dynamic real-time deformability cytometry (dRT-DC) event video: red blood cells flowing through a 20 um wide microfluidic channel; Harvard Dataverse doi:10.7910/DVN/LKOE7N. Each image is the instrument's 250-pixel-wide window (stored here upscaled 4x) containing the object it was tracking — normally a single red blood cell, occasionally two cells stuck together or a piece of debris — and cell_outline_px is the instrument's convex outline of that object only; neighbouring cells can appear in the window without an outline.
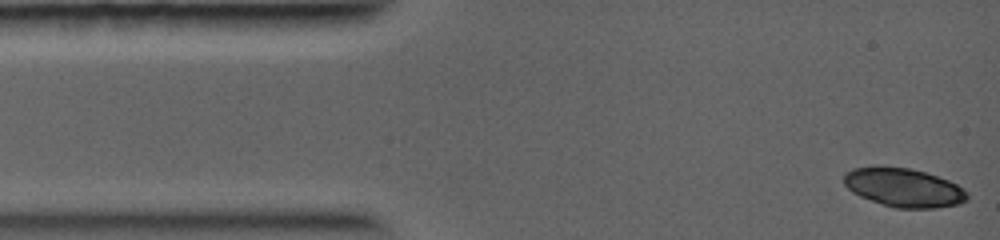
{"species": "common noctule bat (a hibernating species)", "species_latin": "Nyctalus noctula", "temperature_condition": "warm", "stored_images_in_passage": 5, "camera_frame_rate_fps": 5000, "um_per_image_px": 0.085, "animal": {"sex": "female", "body_mass_g": 19.0, "forearm_length_mm": 56.7}, "frame": {"image": 1, "passage_image": 1, "time_ms": 0.0, "image_size_px": [1000, 240], "cell_outline_px": [[968, 200], [960, 204], [936, 208], [896, 208], [860, 196], [852, 192], [844, 184], [844, 172], [852, 168], [880, 164], [908, 168], [924, 172], [948, 180], [964, 188], [968, 192]], "centroid_in_image_um": [76.8, 15.92], "position_along_channel_um": 8.2, "area_um2": 28.21}}